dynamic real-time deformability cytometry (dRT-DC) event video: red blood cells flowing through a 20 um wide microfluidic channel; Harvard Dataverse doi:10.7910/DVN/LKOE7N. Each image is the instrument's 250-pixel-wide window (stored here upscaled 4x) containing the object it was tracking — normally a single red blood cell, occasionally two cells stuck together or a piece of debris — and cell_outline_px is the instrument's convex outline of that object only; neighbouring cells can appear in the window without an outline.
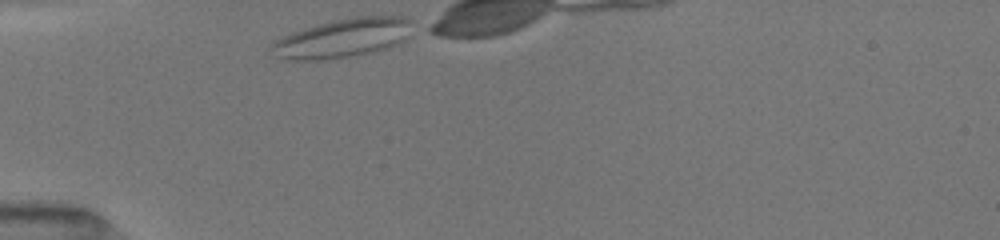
{"species": "common noctule bat (a hibernating species)", "species_latin": "Nyctalus noctula", "temperature_condition": "room temperature", "stored_images_in_passage": 11, "camera_frame_rate_fps": 3000, "um_per_image_px": 0.085, "animal": {"sex": "female", "body_mass_g": 19.5, "forearm_length_mm": 54.1}, "frame": {"image": 1, "passage_image": 1, "time_ms": 0.0, "image_size_px": [1000, 240], "cell_outline_px": [[408, 20], [400, 40], [396, 44], [384, 48], [344, 56], [304, 60], [288, 60], [280, 56], [272, 44], [276, 40], [284, 36], [304, 28], [352, 16], [396, 16]], "centroid_in_image_um": [29.04, 3.21], "position_along_channel_um": 56.0, "area_um2": 29.59}}